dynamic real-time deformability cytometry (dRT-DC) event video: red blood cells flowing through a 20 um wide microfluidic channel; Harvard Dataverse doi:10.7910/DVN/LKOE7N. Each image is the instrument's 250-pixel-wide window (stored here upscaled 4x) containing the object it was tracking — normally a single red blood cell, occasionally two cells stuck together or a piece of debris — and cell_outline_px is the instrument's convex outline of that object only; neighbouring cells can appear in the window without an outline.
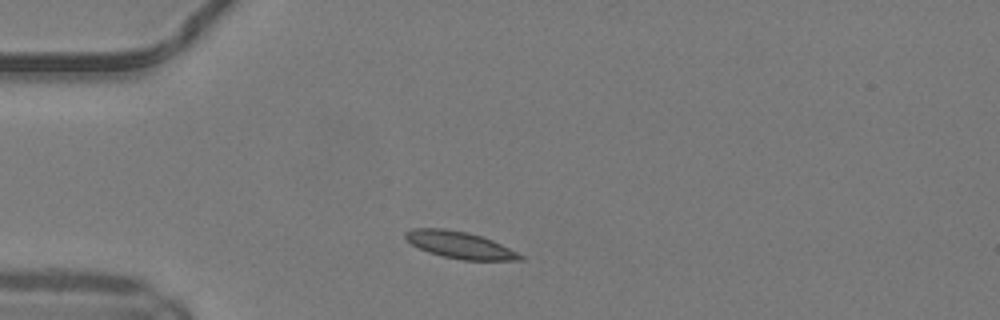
{"species": "common noctule bat (a hibernating species)", "species_latin": "Nyctalus noctula", "temperature_condition": "warm", "stored_images_in_passage": 38, "camera_frame_rate_fps": 3000, "um_per_image_px": 0.085, "animal": {"sex": "male", "body_mass_g": 19.2, "forearm_length_mm": 51.8}, "frame": {"image": 1, "passage_image": 1, "time_ms": 0.0, "image_size_px": [1000, 320], "cell_outline_px": [[524, 260], [460, 260], [428, 252], [412, 244], [404, 236], [404, 232], [412, 228], [444, 228], [468, 232], [492, 240], [524, 256]], "centroid_in_image_um": [39.06, 20.81], "position_along_channel_um": 45.9, "area_um2": 17.8}}
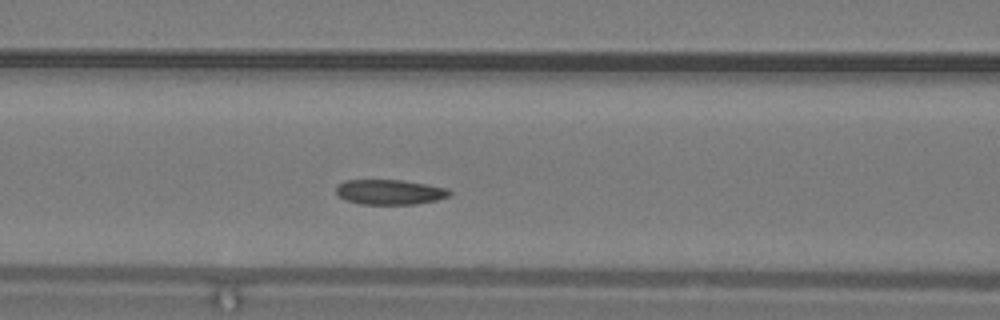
{"frame": {"image": 2, "passage_image": 9, "time_ms": 2.667, "image_size_px": [1000, 320], "cell_outline_px": [[452, 192], [448, 196], [436, 200], [416, 204], [360, 204], [344, 200], [336, 192], [336, 184], [344, 180], [404, 180], [448, 188]], "centroid_in_image_um": [33.1, 16.32], "position_along_channel_um": 133.5, "area_um2": 16.65}}
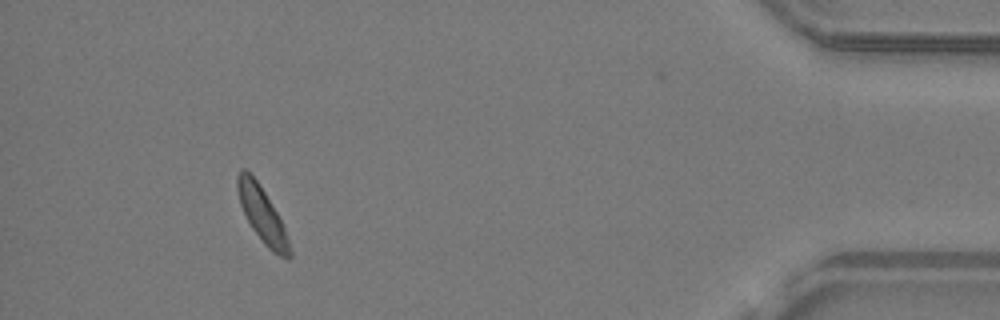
{"frame": {"image": 3, "passage_image": 34, "time_ms": 11.0, "image_size_px": [1000, 320], "cell_outline_px": [[292, 256], [288, 260], [272, 252], [264, 244], [252, 228], [240, 204], [236, 188], [236, 176], [240, 168], [244, 168], [260, 184], [276, 212], [284, 228], [292, 252]], "centroid_in_image_um": [22.27, 18.25], "position_along_channel_um": 412.9, "area_um2": 16.59}, "authors_computed_cell_mechanics": {"area_um2": 16.9932, "velocity_mm_per_s": 4.1047, "shape_relaxation_time_tau1_ms": 3.3676, "shape_relaxation_time_tau2_ms": 2.2784, "deformation_change_tau1": 0.095, "deformation_change_tau2": 0.0575}}